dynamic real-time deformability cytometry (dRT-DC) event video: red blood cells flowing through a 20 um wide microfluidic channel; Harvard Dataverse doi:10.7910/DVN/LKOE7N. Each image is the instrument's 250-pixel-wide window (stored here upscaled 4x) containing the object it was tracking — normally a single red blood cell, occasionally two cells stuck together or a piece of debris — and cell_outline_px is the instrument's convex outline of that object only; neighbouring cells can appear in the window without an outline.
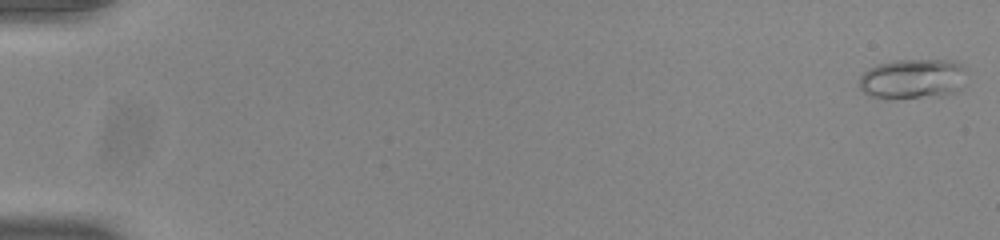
{"species": "common noctule bat (a hibernating species)", "species_latin": "Nyctalus noctula", "temperature_condition": "room temperature", "stored_images_in_passage": 55, "camera_frame_rate_fps": 3000, "um_per_image_px": 0.085, "animal": {"sex": "male", "body_mass_g": 20.0, "forearm_length_mm": 53.3}, "frame": {"image": 1, "passage_image": 2, "time_ms": 0.333, "image_size_px": [1000, 240], "cell_outline_px": [[968, 72], [960, 92], [944, 96], [868, 96], [860, 88], [860, 76], [868, 68], [876, 64], [896, 60], [956, 60], [968, 68]], "centroid_in_image_um": [77.7, 6.66], "position_along_channel_um": 7.3, "area_um2": 25.14}}
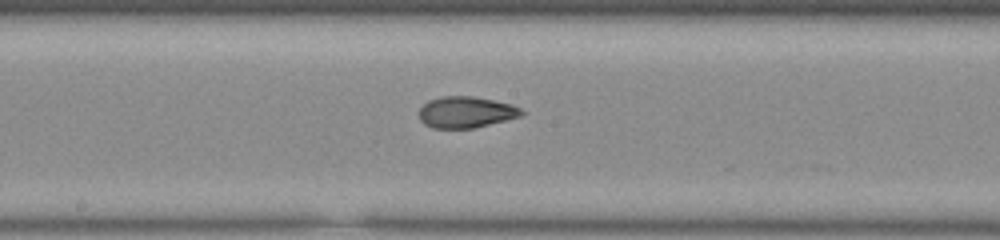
{"frame": {"image": 2, "passage_image": 31, "time_ms": 10.0, "image_size_px": [1000, 240], "cell_outline_px": [[524, 112], [520, 116], [472, 128], [432, 128], [424, 124], [420, 120], [420, 108], [428, 100], [440, 96], [472, 96], [512, 104], [520, 108]], "centroid_in_image_um": [39.57, 9.52], "position_along_channel_um": 208.6, "area_um2": 18.5}}
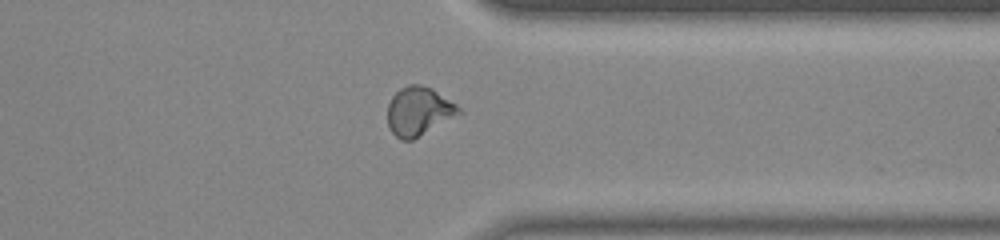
{"frame": {"image": 3, "passage_image": 44, "time_ms": 14.333, "image_size_px": [1000, 240], "cell_outline_px": [[464, 112], [412, 140], [400, 140], [388, 128], [388, 104], [392, 96], [400, 88], [408, 84], [420, 84], [432, 88], [456, 104]], "centroid_in_image_um": [35.59, 9.45], "position_along_channel_um": 375.8, "area_um2": 20.29}, "authors_computed_cell_mechanics": {"area_um2": 19.4208, "velocity_mm_per_s": 3.9048, "shape_relaxation_time_tau1_ms": null, "shape_relaxation_time_tau2_ms": 1.7705, "deformation_change_tau1": null, "deformation_change_tau2": 0.0679}}